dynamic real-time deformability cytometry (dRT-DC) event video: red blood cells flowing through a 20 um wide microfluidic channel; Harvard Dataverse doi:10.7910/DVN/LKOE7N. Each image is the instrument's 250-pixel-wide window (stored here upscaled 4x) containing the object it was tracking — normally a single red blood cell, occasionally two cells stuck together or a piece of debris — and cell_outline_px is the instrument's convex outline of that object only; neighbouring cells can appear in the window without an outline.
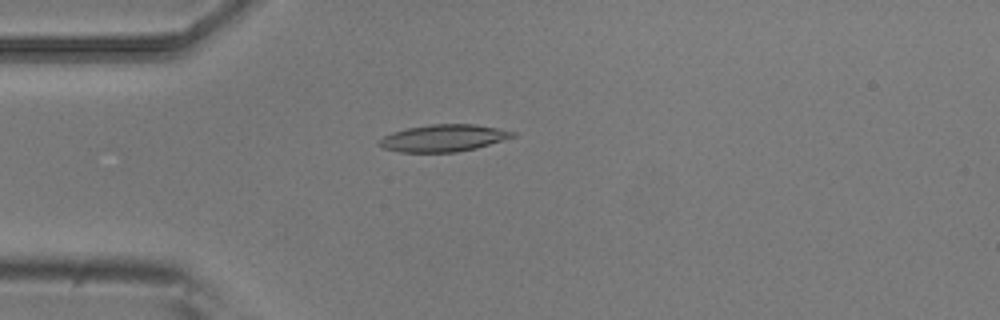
{"species": "common noctule bat (a hibernating species)", "species_latin": "Nyctalus noctula", "temperature_condition": "room temperature", "stored_images_in_passage": 5, "camera_frame_rate_fps": 3000, "um_per_image_px": 0.085, "animal": {"sex": "male", "body_mass_g": 20.5, "forearm_length_mm": 52.5}, "frame": {"image": 1, "passage_image": 4, "time_ms": 1.0, "image_size_px": [1000, 320], "cell_outline_px": [[516, 136], [476, 148], [456, 152], [400, 152], [384, 148], [376, 144], [384, 136], [392, 132], [408, 128], [432, 124], [476, 124], [516, 132]], "centroid_in_image_um": [37.69, 11.73], "position_along_channel_um": 47.3, "area_um2": 20.87}}